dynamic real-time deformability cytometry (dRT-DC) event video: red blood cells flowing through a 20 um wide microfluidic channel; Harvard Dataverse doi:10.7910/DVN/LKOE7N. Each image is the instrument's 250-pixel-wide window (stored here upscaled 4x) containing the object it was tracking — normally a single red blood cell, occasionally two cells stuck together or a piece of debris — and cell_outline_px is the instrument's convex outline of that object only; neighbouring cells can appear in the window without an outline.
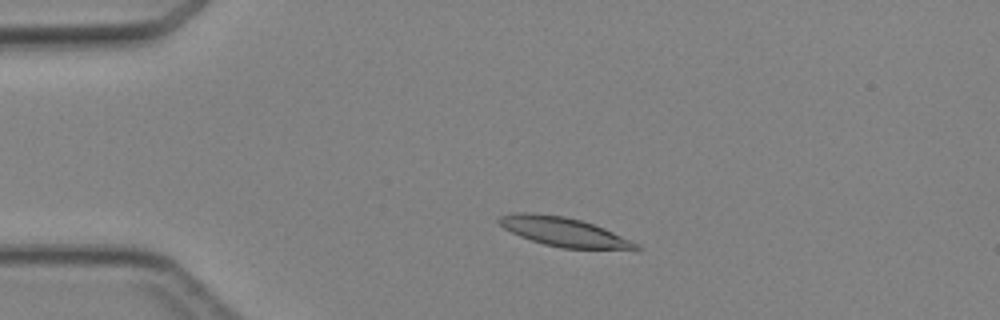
{"species": "Egyptian fruit bat (a non-hibernating species)", "species_latin": "Rousettus aegyptiacus", "temperature_condition": "cold", "stored_images_in_passage": 4, "camera_frame_rate_fps": 3000, "um_per_image_px": 0.085, "animal": {"sex": "female"}, "frame": {"image": 1, "passage_image": 3, "time_ms": 2.333, "image_size_px": [1000, 320], "cell_outline_px": [[644, 248], [560, 248], [544, 244], [520, 236], [504, 228], [496, 220], [500, 216], [512, 212], [532, 212], [564, 216], [580, 220], [604, 228], [640, 244]], "centroid_in_image_um": [47.85, 19.68], "position_along_channel_um": 37.1, "area_um2": 22.83}}